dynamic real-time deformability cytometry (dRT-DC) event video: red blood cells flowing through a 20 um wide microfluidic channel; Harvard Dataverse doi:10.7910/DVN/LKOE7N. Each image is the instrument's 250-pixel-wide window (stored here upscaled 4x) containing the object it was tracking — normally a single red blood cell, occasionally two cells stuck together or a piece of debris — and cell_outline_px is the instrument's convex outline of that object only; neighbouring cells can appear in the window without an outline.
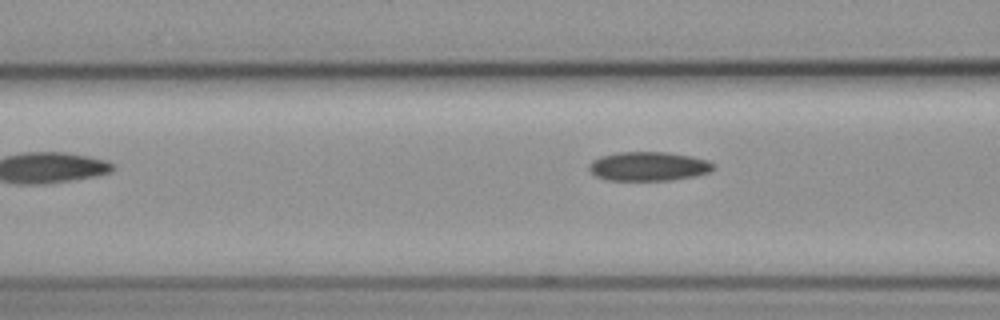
{"species": "common noctule bat (a hibernating species)", "species_latin": "Nyctalus noctula", "temperature_condition": "cold", "stored_images_in_passage": 4, "camera_frame_rate_fps": 3000, "um_per_image_px": 0.085, "animal": {"sex": "female", "body_mass_g": 19.3, "forearm_length_mm": 54.1}, "frame": {"image": 1, "passage_image": 4, "time_ms": 7.333, "image_size_px": [1000, 320], "cell_outline_px": [[716, 164], [708, 172], [692, 176], [672, 180], [604, 180], [596, 176], [588, 168], [588, 164], [592, 160], [600, 156], [616, 152], [668, 152], [692, 156], [708, 160]], "centroid_in_image_um": [55.09, 14.13], "position_along_channel_um": 111.5, "area_um2": 21.15}}